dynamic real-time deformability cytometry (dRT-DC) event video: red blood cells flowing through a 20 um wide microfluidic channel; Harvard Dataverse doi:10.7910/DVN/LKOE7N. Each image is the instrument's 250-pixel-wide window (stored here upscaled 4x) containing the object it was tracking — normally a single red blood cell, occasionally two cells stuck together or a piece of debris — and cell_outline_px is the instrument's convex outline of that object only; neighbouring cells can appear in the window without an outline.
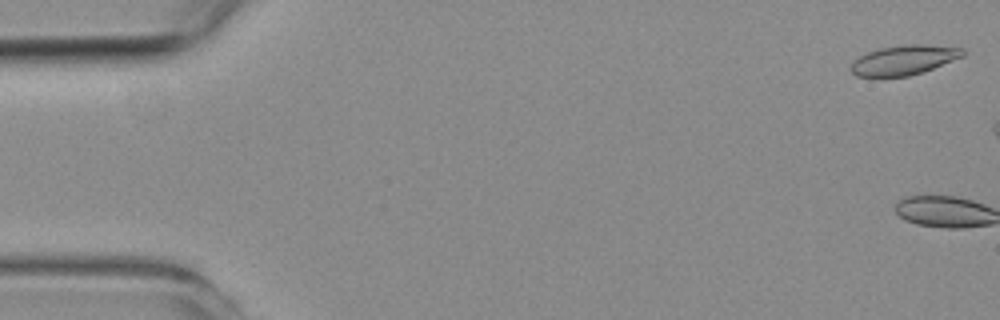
{"species": "common noctule bat (a hibernating species)", "species_latin": "Nyctalus noctula", "temperature_condition": "room temperature", "stored_images_in_passage": 3, "camera_frame_rate_fps": 3000, "um_per_image_px": 0.085, "animal": {"sex": "female", "body_mass_g": 19.3, "forearm_length_mm": 54.1}, "frame": {"image": 1, "passage_image": 1, "time_ms": 0.0, "image_size_px": [1000, 320], "cell_outline_px": [[964, 56], [924, 72], [908, 76], [876, 80], [856, 76], [848, 68], [860, 56], [868, 52], [880, 48], [908, 44], [920, 44], [964, 48]], "centroid_in_image_um": [76.78, 5.16], "position_along_channel_um": 8.2, "area_um2": 19.94}}